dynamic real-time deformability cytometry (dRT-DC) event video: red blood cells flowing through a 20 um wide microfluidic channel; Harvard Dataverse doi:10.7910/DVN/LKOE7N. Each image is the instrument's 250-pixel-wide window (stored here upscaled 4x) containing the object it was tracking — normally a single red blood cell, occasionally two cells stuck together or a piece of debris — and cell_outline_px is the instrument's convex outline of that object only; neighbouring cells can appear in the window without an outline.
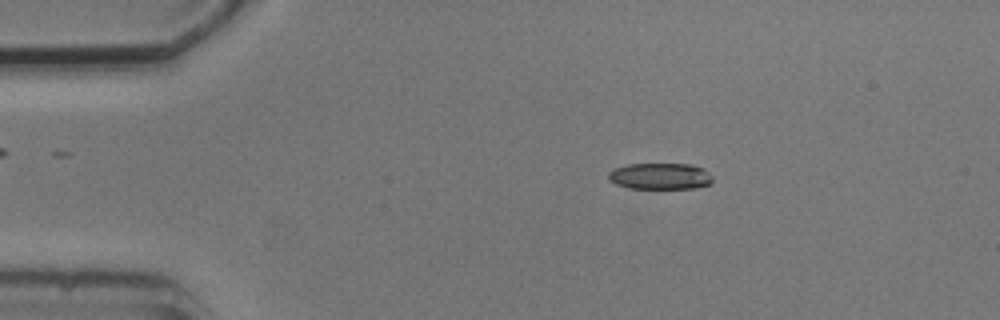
{"species": "common noctule bat (a hibernating species)", "species_latin": "Nyctalus noctula", "temperature_condition": "cold", "stored_images_in_passage": 5, "camera_frame_rate_fps": 3000, "um_per_image_px": 0.085, "animal": {"sex": "male", "body_mass_g": 20.5, "forearm_length_mm": 52.5}, "frame": {"image": 1, "passage_image": 1, "time_ms": 0.0, "image_size_px": [1000, 320], "cell_outline_px": [[712, 180], [708, 184], [696, 188], [628, 188], [616, 184], [608, 180], [608, 172], [612, 168], [628, 164], [692, 164], [704, 168], [712, 176]], "centroid_in_image_um": [56.08, 14.97], "position_along_channel_um": 28.9, "area_um2": 16.13}}
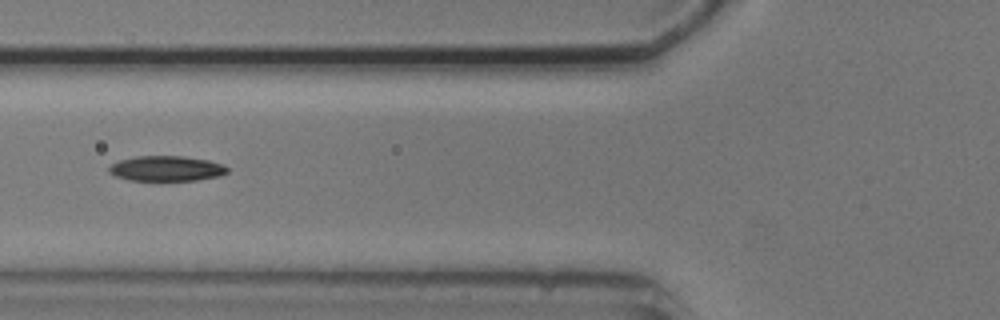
{"frame": {"image": 2, "passage_image": 4, "time_ms": 3.667, "image_size_px": [1000, 320], "cell_outline_px": [[228, 172], [220, 176], [196, 180], [160, 184], [128, 180], [116, 176], [108, 172], [108, 168], [112, 164], [120, 160], [136, 156], [184, 156], [208, 160], [224, 164], [228, 168]], "centroid_in_image_um": [14.14, 14.38], "position_along_channel_um": 111.7, "area_um2": 18.38}}
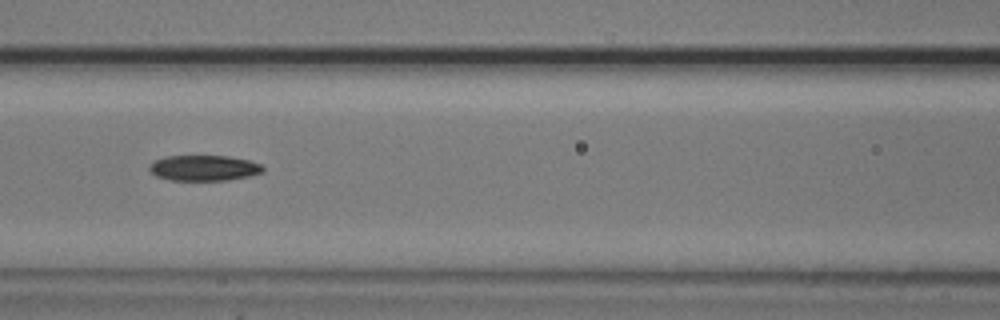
{"frame": {"image": 3, "passage_image": 5, "time_ms": 4.667, "image_size_px": [1000, 320], "cell_outline_px": [[264, 172], [248, 176], [228, 180], [172, 180], [156, 176], [148, 168], [148, 164], [156, 160], [168, 156], [228, 156], [248, 160], [260, 164], [264, 168]], "centroid_in_image_um": [17.33, 14.28], "position_along_channel_um": 149.3, "area_um2": 16.82}}